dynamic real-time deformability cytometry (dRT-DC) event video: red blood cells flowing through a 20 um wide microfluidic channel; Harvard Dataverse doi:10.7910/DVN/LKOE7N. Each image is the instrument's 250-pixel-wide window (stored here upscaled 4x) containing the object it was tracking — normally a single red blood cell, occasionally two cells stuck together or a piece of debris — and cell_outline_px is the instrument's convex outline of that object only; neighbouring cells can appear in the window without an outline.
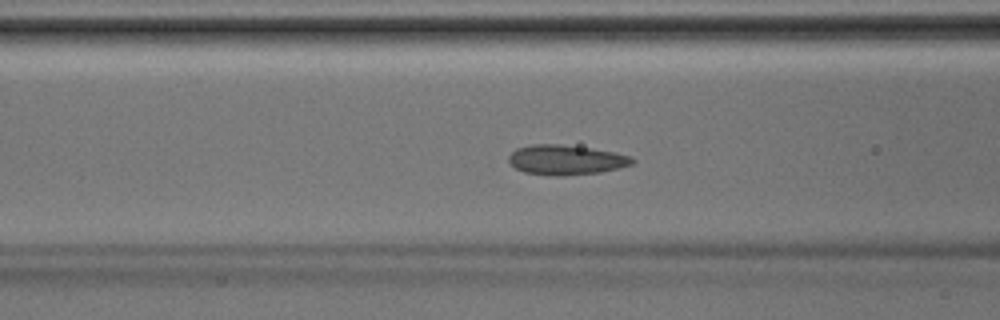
{"species": "Egyptian fruit bat (a non-hibernating species)", "species_latin": "Rousettus aegyptiacus", "temperature_condition": "room temperature", "stored_images_in_passage": 29, "camera_frame_rate_fps": 3000, "um_per_image_px": 0.085, "animal": {"sex": "male"}, "frame": {"image": 1, "passage_image": 4, "time_ms": 1.0, "image_size_px": [1000, 320], "cell_outline_px": [[636, 160], [632, 164], [620, 168], [600, 172], [564, 176], [552, 176], [524, 172], [516, 168], [508, 160], [508, 156], [516, 148], [532, 144], [560, 144], [592, 148], [616, 152], [632, 156]], "centroid_in_image_um": [48.14, 13.58], "position_along_channel_um": 118.5, "area_um2": 21.73}}
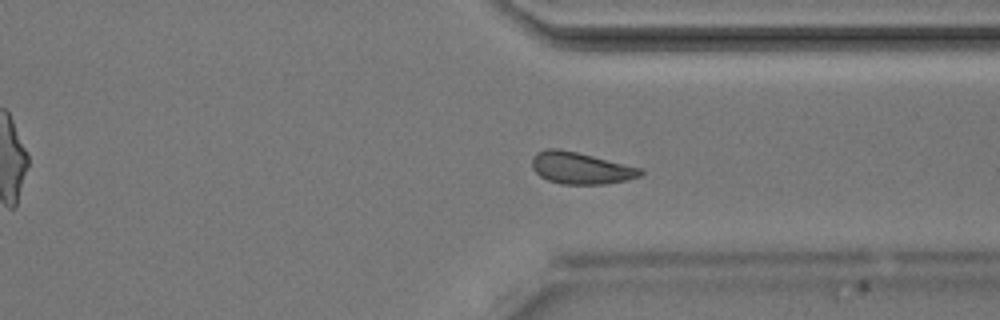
{"frame": {"image": 2, "passage_image": 19, "time_ms": 6.0, "image_size_px": [1000, 320], "cell_outline_px": [[644, 172], [640, 176], [624, 180], [604, 184], [560, 184], [548, 180], [540, 176], [532, 168], [532, 156], [536, 152], [548, 148], [560, 148], [640, 168]], "centroid_in_image_um": [49.29, 14.28], "position_along_channel_um": 362.1, "area_um2": 19.88}}
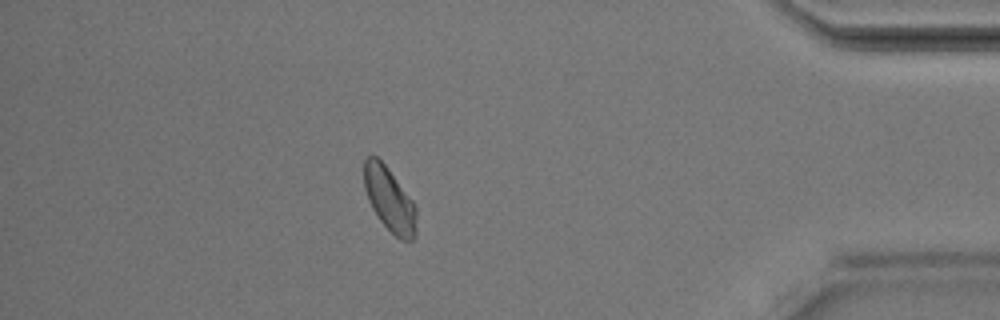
{"frame": {"image": 3, "passage_image": 24, "time_ms": 7.667, "image_size_px": [1000, 320], "cell_outline_px": [[416, 236], [412, 240], [400, 240], [380, 220], [372, 208], [368, 200], [364, 188], [364, 160], [368, 156], [376, 156], [384, 164], [416, 204]], "centroid_in_image_um": [33.11, 16.96], "position_along_channel_um": 402.1, "area_um2": 19.42}}